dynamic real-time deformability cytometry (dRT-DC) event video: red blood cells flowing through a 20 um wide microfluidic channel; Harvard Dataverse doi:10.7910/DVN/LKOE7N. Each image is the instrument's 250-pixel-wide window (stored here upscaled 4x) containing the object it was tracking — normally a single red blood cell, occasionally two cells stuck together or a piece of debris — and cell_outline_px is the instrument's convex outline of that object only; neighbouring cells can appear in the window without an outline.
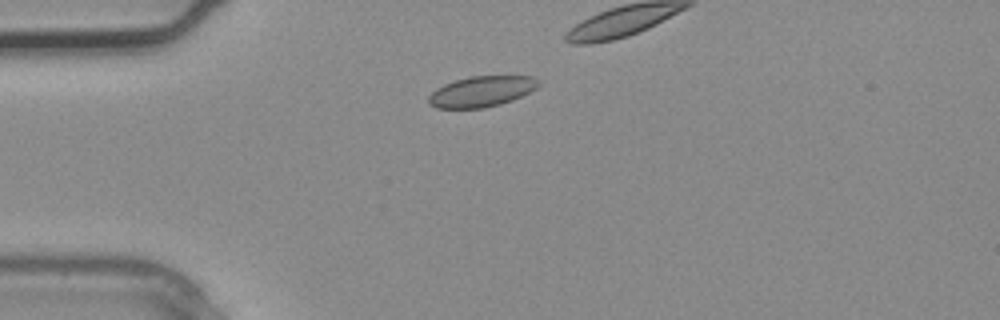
{"species": "common noctule bat (a hibernating species)", "species_latin": "Nyctalus noctula", "temperature_condition": "warm", "stored_images_in_passage": 2, "camera_frame_rate_fps": 3000, "um_per_image_px": 0.085, "animal": {"sex": "male", "body_mass_g": 20.4}, "frame": {"image": 1, "passage_image": 1, "time_ms": 0.0, "image_size_px": [1000, 320], "cell_outline_px": [[540, 84], [536, 88], [512, 100], [500, 104], [484, 108], [436, 108], [428, 104], [428, 96], [436, 88], [444, 84], [468, 76], [536, 76], [540, 80]], "centroid_in_image_um": [40.92, 7.77], "position_along_channel_um": 44.1, "area_um2": 19.71}}